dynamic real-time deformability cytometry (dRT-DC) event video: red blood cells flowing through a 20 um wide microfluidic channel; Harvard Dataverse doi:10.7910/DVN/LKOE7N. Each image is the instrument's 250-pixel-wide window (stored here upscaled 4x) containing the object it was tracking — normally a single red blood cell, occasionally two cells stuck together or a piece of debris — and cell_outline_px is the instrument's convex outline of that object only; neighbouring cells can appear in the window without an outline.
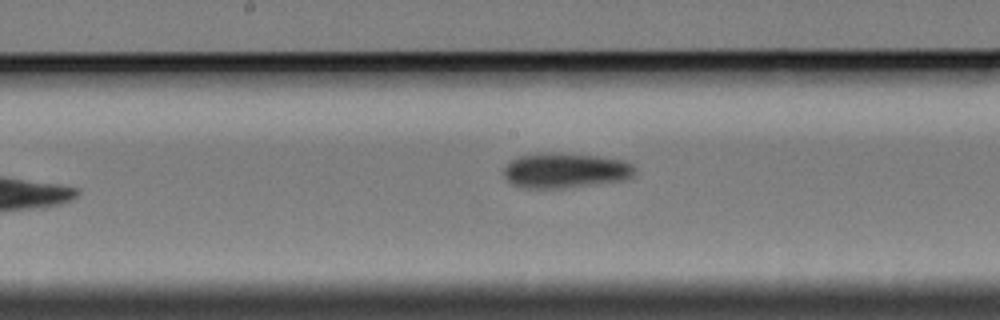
{"species": "Egyptian fruit bat (a non-hibernating species)", "species_latin": "Rousettus aegyptiacus", "temperature_condition": "cold", "stored_images_in_passage": 9, "camera_frame_rate_fps": 3000, "um_per_image_px": 0.085, "animal": {"sex": "female"}, "frame": {"image": 1, "passage_image": 9, "time_ms": 10.0, "image_size_px": [1000, 320], "cell_outline_px": [[636, 172], [632, 176], [624, 180], [568, 188], [524, 188], [512, 184], [504, 176], [504, 168], [512, 160], [520, 156], [540, 152], [560, 152], [596, 156], [624, 160], [632, 164], [636, 168]], "centroid_in_image_um": [48.07, 14.48], "position_along_channel_um": 200.1, "area_um2": 27.05}}